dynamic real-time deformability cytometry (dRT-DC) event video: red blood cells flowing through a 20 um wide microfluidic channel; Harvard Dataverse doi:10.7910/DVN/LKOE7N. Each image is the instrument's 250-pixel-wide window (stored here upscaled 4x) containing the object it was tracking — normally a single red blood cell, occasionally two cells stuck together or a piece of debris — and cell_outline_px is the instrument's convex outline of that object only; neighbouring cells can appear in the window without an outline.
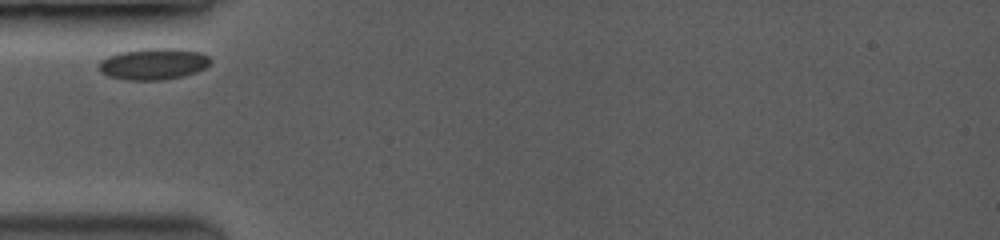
{"species": "common noctule bat (a hibernating species)", "species_latin": "Nyctalus noctula", "temperature_condition": "room temperature", "stored_images_in_passage": 31, "camera_frame_rate_fps": 3500, "um_per_image_px": 0.085, "animal": {"sex": "female", "body_mass_g": 19.0, "forearm_length_mm": 53.3}, "frame": {"image": 1, "passage_image": 1, "time_ms": 0.0, "image_size_px": [1000, 240], "cell_outline_px": [[212, 60], [204, 68], [196, 72], [184, 76], [160, 80], [124, 80], [108, 76], [100, 72], [100, 60], [108, 56], [120, 52], [140, 48], [176, 48], [200, 52], [208, 56]], "centroid_in_image_um": [13.03, 5.43], "position_along_channel_um": 72.0, "area_um2": 20.58}}
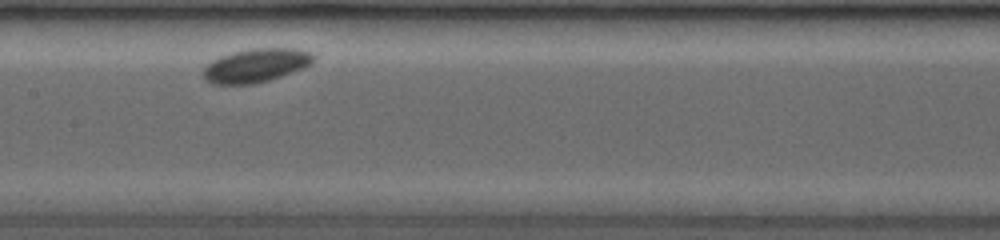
{"frame": {"image": 2, "passage_image": 11, "time_ms": 3.143, "image_size_px": [1000, 240], "cell_outline_px": [[316, 56], [312, 64], [304, 68], [268, 80], [252, 84], [212, 84], [200, 72], [204, 64], [220, 56], [232, 52], [248, 48], [296, 48], [312, 52]], "centroid_in_image_um": [21.74, 5.54], "position_along_channel_um": 185.7, "area_um2": 21.96}}
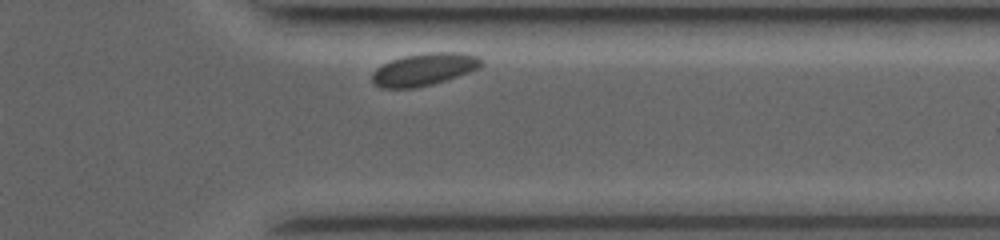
{"frame": {"image": 3, "passage_image": 28, "time_ms": 8.286, "image_size_px": [1000, 240], "cell_outline_px": [[484, 64], [480, 68], [432, 84], [416, 88], [384, 88], [376, 84], [372, 80], [372, 76], [376, 68], [392, 60], [404, 56], [428, 52], [460, 52], [480, 56], [484, 60]], "centroid_in_image_um": [36.11, 5.88], "position_along_channel_um": 375.3, "area_um2": 20.52}}